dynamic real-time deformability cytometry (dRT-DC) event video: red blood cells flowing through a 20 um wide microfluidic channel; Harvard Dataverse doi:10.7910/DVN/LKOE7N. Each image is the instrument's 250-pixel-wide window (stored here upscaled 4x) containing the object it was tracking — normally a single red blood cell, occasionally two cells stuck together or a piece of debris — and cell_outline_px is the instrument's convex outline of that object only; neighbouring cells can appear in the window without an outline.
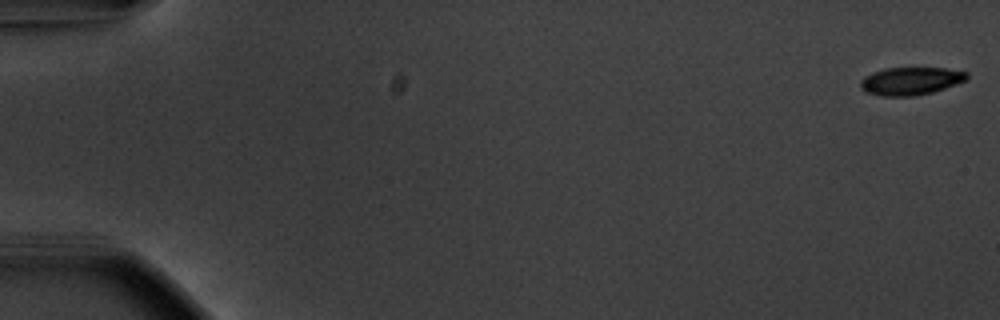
{"species": "common noctule bat (a hibernating species)", "species_latin": "Nyctalus noctula", "temperature_condition": "warm", "stored_images_in_passage": 56, "camera_frame_rate_fps": 3000, "um_per_image_px": 0.085, "animal": {"sex": "male", "body_mass_g": 20.1, "forearm_length_mm": 53.5}, "frame": {"image": 1, "passage_image": 1, "time_ms": 0.0, "image_size_px": [1000, 320], "cell_outline_px": [[968, 80], [932, 92], [916, 96], [880, 96], [868, 92], [860, 88], [860, 80], [864, 76], [872, 72], [884, 68], [944, 68], [968, 72]], "centroid_in_image_um": [77.4, 6.88], "position_along_channel_um": 7.6, "area_um2": 17.34}}
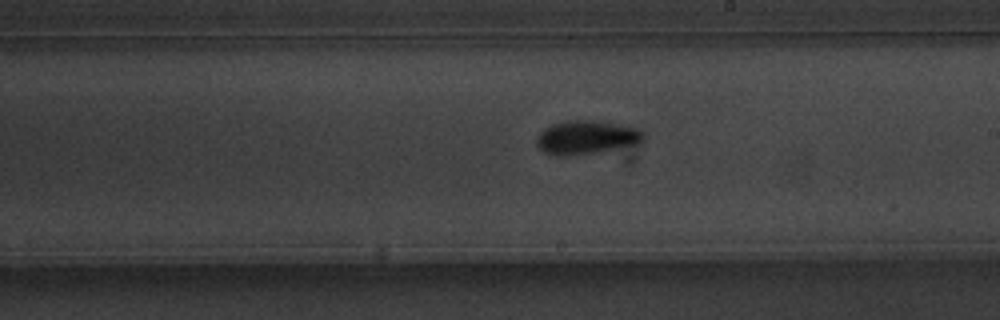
{"frame": {"image": 2, "passage_image": 33, "time_ms": 10.667, "image_size_px": [1000, 320], "cell_outline_px": [[648, 136], [640, 144], [600, 152], [564, 156], [556, 156], [544, 152], [536, 144], [536, 136], [544, 128], [552, 124], [568, 120], [592, 120], [632, 124], [644, 128]], "centroid_in_image_um": [49.99, 11.65], "position_along_channel_um": 239.0, "area_um2": 22.02}}
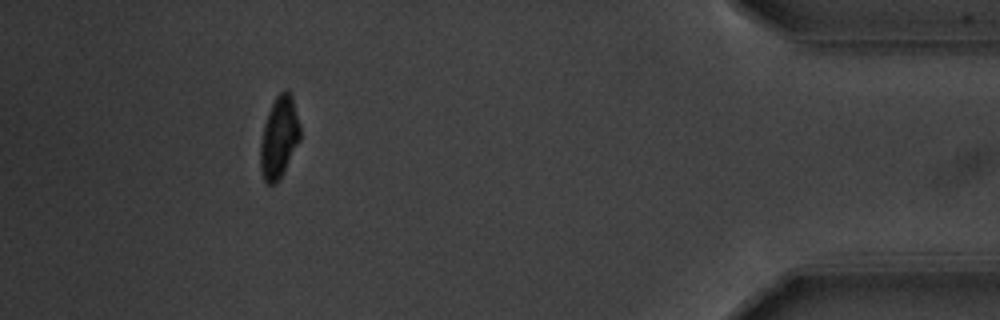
{"frame": {"image": 3, "passage_image": 51, "time_ms": 16.667, "image_size_px": [1000, 320], "cell_outline_px": [[300, 140], [276, 184], [268, 184], [264, 180], [260, 168], [260, 140], [264, 124], [268, 112], [276, 96], [284, 88], [292, 96], [300, 124]], "centroid_in_image_um": [23.71, 11.66], "position_along_channel_um": 411.5, "area_um2": 18.79}, "authors_computed_cell_mechanics": {"area_um2": 19.2763, "velocity_mm_per_s": 3.7288, "shape_relaxation_time_tau1_ms": 2.9737, "shape_relaxation_time_tau2_ms": 2.7968, "deformation_change_tau1": 0.1452, "deformation_change_tau2": 0.0799}}